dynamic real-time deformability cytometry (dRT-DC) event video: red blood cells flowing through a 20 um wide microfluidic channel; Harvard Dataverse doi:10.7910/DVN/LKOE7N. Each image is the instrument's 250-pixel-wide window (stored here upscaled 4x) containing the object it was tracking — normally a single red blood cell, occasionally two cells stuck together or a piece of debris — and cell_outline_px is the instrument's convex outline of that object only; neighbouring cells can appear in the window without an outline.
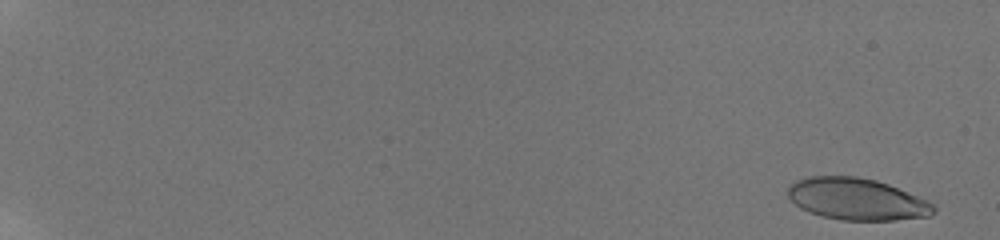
{"species": "human", "species_latin": "Homo sapiens", "temperature_condition": "room temperature", "stored_images_in_passage": 47, "camera_frame_rate_fps": 3000, "um_per_image_px": 0.085, "donor": {"sex": "male"}, "frame": {"image": 1, "passage_image": 4, "time_ms": 0.667, "image_size_px": [1000, 240], "cell_outline_px": [[936, 212], [928, 216], [896, 220], [840, 220], [808, 212], [800, 208], [788, 196], [788, 188], [796, 180], [808, 176], [856, 176], [876, 180], [888, 184], [928, 200], [936, 208]], "centroid_in_image_um": [72.84, 16.92], "position_along_channel_um": 12.2, "area_um2": 35.49}}
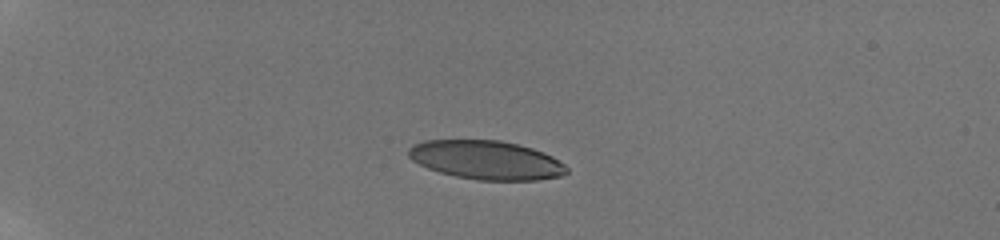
{"frame": {"image": 2, "passage_image": 32, "time_ms": 5.667, "image_size_px": [1000, 240], "cell_outline_px": [[568, 172], [560, 176], [536, 180], [476, 180], [456, 176], [440, 172], [428, 168], [412, 160], [408, 156], [408, 148], [412, 144], [424, 140], [500, 140], [532, 148], [544, 152], [552, 156], [564, 164], [568, 168]], "centroid_in_image_um": [41.32, 13.6], "position_along_channel_um": 43.7, "area_um2": 35.78}}
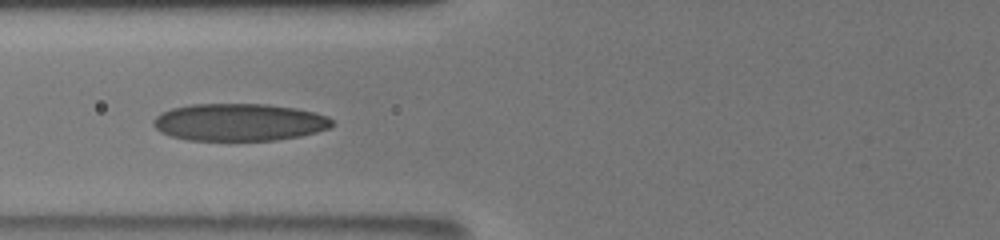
{"frame": {"image": 3, "passage_image": 46, "time_ms": 9.0, "image_size_px": [1000, 240], "cell_outline_px": [[332, 124], [328, 128], [316, 132], [300, 136], [276, 140], [188, 140], [172, 136], [160, 132], [152, 124], [152, 120], [160, 112], [172, 108], [188, 104], [268, 104], [296, 108], [316, 112], [328, 116], [332, 120]], "centroid_in_image_um": [20.31, 10.38], "position_along_channel_um": 105.5, "area_um2": 39.07}}